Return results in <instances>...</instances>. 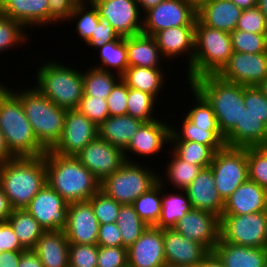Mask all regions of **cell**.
<instances>
[{"mask_svg": "<svg viewBox=\"0 0 267 267\" xmlns=\"http://www.w3.org/2000/svg\"><path fill=\"white\" fill-rule=\"evenodd\" d=\"M47 184L68 203L87 201L99 189L100 181L75 157L45 152Z\"/></svg>", "mask_w": 267, "mask_h": 267, "instance_id": "cell-1", "label": "cell"}, {"mask_svg": "<svg viewBox=\"0 0 267 267\" xmlns=\"http://www.w3.org/2000/svg\"><path fill=\"white\" fill-rule=\"evenodd\" d=\"M35 87L55 105L65 110L77 109L83 96V71L78 66L39 56ZM55 60V61H54ZM40 66V67H39ZM71 66V67H70ZM75 66V67H74Z\"/></svg>", "mask_w": 267, "mask_h": 267, "instance_id": "cell-2", "label": "cell"}, {"mask_svg": "<svg viewBox=\"0 0 267 267\" xmlns=\"http://www.w3.org/2000/svg\"><path fill=\"white\" fill-rule=\"evenodd\" d=\"M47 183L45 155L0 163V187L13 209H23Z\"/></svg>", "mask_w": 267, "mask_h": 267, "instance_id": "cell-3", "label": "cell"}, {"mask_svg": "<svg viewBox=\"0 0 267 267\" xmlns=\"http://www.w3.org/2000/svg\"><path fill=\"white\" fill-rule=\"evenodd\" d=\"M194 88L211 106L219 129L226 137L240 123L244 106V86L227 82L217 75H203L192 80Z\"/></svg>", "mask_w": 267, "mask_h": 267, "instance_id": "cell-4", "label": "cell"}, {"mask_svg": "<svg viewBox=\"0 0 267 267\" xmlns=\"http://www.w3.org/2000/svg\"><path fill=\"white\" fill-rule=\"evenodd\" d=\"M8 88L21 101L38 142L46 150L52 149L62 136L67 110L55 105L34 85L26 89L18 88V84L14 89Z\"/></svg>", "mask_w": 267, "mask_h": 267, "instance_id": "cell-5", "label": "cell"}, {"mask_svg": "<svg viewBox=\"0 0 267 267\" xmlns=\"http://www.w3.org/2000/svg\"><path fill=\"white\" fill-rule=\"evenodd\" d=\"M0 129L16 157H38L47 151L35 137L21 101L8 87L0 95Z\"/></svg>", "mask_w": 267, "mask_h": 267, "instance_id": "cell-6", "label": "cell"}, {"mask_svg": "<svg viewBox=\"0 0 267 267\" xmlns=\"http://www.w3.org/2000/svg\"><path fill=\"white\" fill-rule=\"evenodd\" d=\"M230 33L203 25L196 19L195 52L192 65L187 69L186 83L203 75H216L232 55Z\"/></svg>", "mask_w": 267, "mask_h": 267, "instance_id": "cell-7", "label": "cell"}, {"mask_svg": "<svg viewBox=\"0 0 267 267\" xmlns=\"http://www.w3.org/2000/svg\"><path fill=\"white\" fill-rule=\"evenodd\" d=\"M143 163L126 162L100 183V189L122 205L132 204L159 182V174L152 165Z\"/></svg>", "mask_w": 267, "mask_h": 267, "instance_id": "cell-8", "label": "cell"}, {"mask_svg": "<svg viewBox=\"0 0 267 267\" xmlns=\"http://www.w3.org/2000/svg\"><path fill=\"white\" fill-rule=\"evenodd\" d=\"M220 239L240 246L267 248V211L221 215Z\"/></svg>", "mask_w": 267, "mask_h": 267, "instance_id": "cell-9", "label": "cell"}, {"mask_svg": "<svg viewBox=\"0 0 267 267\" xmlns=\"http://www.w3.org/2000/svg\"><path fill=\"white\" fill-rule=\"evenodd\" d=\"M209 167L213 172L215 187L225 201L248 179L247 148L224 146L214 153Z\"/></svg>", "mask_w": 267, "mask_h": 267, "instance_id": "cell-10", "label": "cell"}, {"mask_svg": "<svg viewBox=\"0 0 267 267\" xmlns=\"http://www.w3.org/2000/svg\"><path fill=\"white\" fill-rule=\"evenodd\" d=\"M197 5L192 0H163L143 14L142 33L156 32L177 26H196Z\"/></svg>", "mask_w": 267, "mask_h": 267, "instance_id": "cell-11", "label": "cell"}, {"mask_svg": "<svg viewBox=\"0 0 267 267\" xmlns=\"http://www.w3.org/2000/svg\"><path fill=\"white\" fill-rule=\"evenodd\" d=\"M172 123V121L168 123V121L163 120L161 117L160 119L158 118L154 121L144 123L133 135L128 146L123 150L126 161L139 163L137 160L139 157L145 159L150 157L154 159L160 153H163L162 150L167 152L170 126ZM166 147L167 149H164Z\"/></svg>", "mask_w": 267, "mask_h": 267, "instance_id": "cell-12", "label": "cell"}, {"mask_svg": "<svg viewBox=\"0 0 267 267\" xmlns=\"http://www.w3.org/2000/svg\"><path fill=\"white\" fill-rule=\"evenodd\" d=\"M101 20L109 23L121 37L142 33L143 14L136 0H90Z\"/></svg>", "mask_w": 267, "mask_h": 267, "instance_id": "cell-13", "label": "cell"}, {"mask_svg": "<svg viewBox=\"0 0 267 267\" xmlns=\"http://www.w3.org/2000/svg\"><path fill=\"white\" fill-rule=\"evenodd\" d=\"M75 157L100 181L120 169L127 161L124 151L97 136Z\"/></svg>", "mask_w": 267, "mask_h": 267, "instance_id": "cell-14", "label": "cell"}, {"mask_svg": "<svg viewBox=\"0 0 267 267\" xmlns=\"http://www.w3.org/2000/svg\"><path fill=\"white\" fill-rule=\"evenodd\" d=\"M25 209L45 231L64 230L67 226L68 202L47 183Z\"/></svg>", "mask_w": 267, "mask_h": 267, "instance_id": "cell-15", "label": "cell"}, {"mask_svg": "<svg viewBox=\"0 0 267 267\" xmlns=\"http://www.w3.org/2000/svg\"><path fill=\"white\" fill-rule=\"evenodd\" d=\"M227 82L243 86H257L267 77V52H234L223 68L216 74Z\"/></svg>", "mask_w": 267, "mask_h": 267, "instance_id": "cell-16", "label": "cell"}, {"mask_svg": "<svg viewBox=\"0 0 267 267\" xmlns=\"http://www.w3.org/2000/svg\"><path fill=\"white\" fill-rule=\"evenodd\" d=\"M98 136V126L78 109L66 111L62 136L51 149L63 156L77 155L89 142Z\"/></svg>", "mask_w": 267, "mask_h": 267, "instance_id": "cell-17", "label": "cell"}, {"mask_svg": "<svg viewBox=\"0 0 267 267\" xmlns=\"http://www.w3.org/2000/svg\"><path fill=\"white\" fill-rule=\"evenodd\" d=\"M174 229L186 239L201 243L211 252L220 240V218L215 214L192 208Z\"/></svg>", "mask_w": 267, "mask_h": 267, "instance_id": "cell-18", "label": "cell"}, {"mask_svg": "<svg viewBox=\"0 0 267 267\" xmlns=\"http://www.w3.org/2000/svg\"><path fill=\"white\" fill-rule=\"evenodd\" d=\"M167 267H198L211 251L201 243L186 239L174 228L163 230Z\"/></svg>", "mask_w": 267, "mask_h": 267, "instance_id": "cell-19", "label": "cell"}, {"mask_svg": "<svg viewBox=\"0 0 267 267\" xmlns=\"http://www.w3.org/2000/svg\"><path fill=\"white\" fill-rule=\"evenodd\" d=\"M100 223L91 202L68 203L67 226L64 229L69 244H97Z\"/></svg>", "mask_w": 267, "mask_h": 267, "instance_id": "cell-20", "label": "cell"}, {"mask_svg": "<svg viewBox=\"0 0 267 267\" xmlns=\"http://www.w3.org/2000/svg\"><path fill=\"white\" fill-rule=\"evenodd\" d=\"M128 267H167L163 230L148 226L142 235L127 248Z\"/></svg>", "mask_w": 267, "mask_h": 267, "instance_id": "cell-21", "label": "cell"}, {"mask_svg": "<svg viewBox=\"0 0 267 267\" xmlns=\"http://www.w3.org/2000/svg\"><path fill=\"white\" fill-rule=\"evenodd\" d=\"M162 56L170 62H176L178 58L187 57V68L192 65L195 52V26H177L153 35ZM178 57V58H177ZM176 58V61L173 60ZM171 60V61H169Z\"/></svg>", "mask_w": 267, "mask_h": 267, "instance_id": "cell-22", "label": "cell"}, {"mask_svg": "<svg viewBox=\"0 0 267 267\" xmlns=\"http://www.w3.org/2000/svg\"><path fill=\"white\" fill-rule=\"evenodd\" d=\"M184 191L191 201L192 208L211 212L221 218L225 201L215 187L210 167L203 168Z\"/></svg>", "mask_w": 267, "mask_h": 267, "instance_id": "cell-23", "label": "cell"}, {"mask_svg": "<svg viewBox=\"0 0 267 267\" xmlns=\"http://www.w3.org/2000/svg\"><path fill=\"white\" fill-rule=\"evenodd\" d=\"M267 211V190L247 179L224 202L222 215Z\"/></svg>", "mask_w": 267, "mask_h": 267, "instance_id": "cell-24", "label": "cell"}, {"mask_svg": "<svg viewBox=\"0 0 267 267\" xmlns=\"http://www.w3.org/2000/svg\"><path fill=\"white\" fill-rule=\"evenodd\" d=\"M0 13L22 23L29 31L33 27H49L48 0H3Z\"/></svg>", "mask_w": 267, "mask_h": 267, "instance_id": "cell-25", "label": "cell"}, {"mask_svg": "<svg viewBox=\"0 0 267 267\" xmlns=\"http://www.w3.org/2000/svg\"><path fill=\"white\" fill-rule=\"evenodd\" d=\"M242 11L230 0H205L197 5V19L203 25L230 33L236 29Z\"/></svg>", "mask_w": 267, "mask_h": 267, "instance_id": "cell-26", "label": "cell"}, {"mask_svg": "<svg viewBox=\"0 0 267 267\" xmlns=\"http://www.w3.org/2000/svg\"><path fill=\"white\" fill-rule=\"evenodd\" d=\"M225 146L267 147V126L248 109H243L240 123L225 137Z\"/></svg>", "mask_w": 267, "mask_h": 267, "instance_id": "cell-27", "label": "cell"}, {"mask_svg": "<svg viewBox=\"0 0 267 267\" xmlns=\"http://www.w3.org/2000/svg\"><path fill=\"white\" fill-rule=\"evenodd\" d=\"M212 252L225 267H266L267 248L240 246L220 239Z\"/></svg>", "mask_w": 267, "mask_h": 267, "instance_id": "cell-28", "label": "cell"}, {"mask_svg": "<svg viewBox=\"0 0 267 267\" xmlns=\"http://www.w3.org/2000/svg\"><path fill=\"white\" fill-rule=\"evenodd\" d=\"M126 48L129 67L163 68L167 62L153 36L140 33L126 37Z\"/></svg>", "mask_w": 267, "mask_h": 267, "instance_id": "cell-29", "label": "cell"}, {"mask_svg": "<svg viewBox=\"0 0 267 267\" xmlns=\"http://www.w3.org/2000/svg\"><path fill=\"white\" fill-rule=\"evenodd\" d=\"M32 250L44 267H69V242L64 230L46 231Z\"/></svg>", "mask_w": 267, "mask_h": 267, "instance_id": "cell-30", "label": "cell"}, {"mask_svg": "<svg viewBox=\"0 0 267 267\" xmlns=\"http://www.w3.org/2000/svg\"><path fill=\"white\" fill-rule=\"evenodd\" d=\"M144 121L132 116H109L98 126V136L111 145L124 150L136 131L144 124Z\"/></svg>", "mask_w": 267, "mask_h": 267, "instance_id": "cell-31", "label": "cell"}, {"mask_svg": "<svg viewBox=\"0 0 267 267\" xmlns=\"http://www.w3.org/2000/svg\"><path fill=\"white\" fill-rule=\"evenodd\" d=\"M164 68H147V67H128L126 72L122 75V80L127 84L129 88L141 90L143 92L153 95L157 100H161L158 97L163 93V89L168 83L166 80V71ZM166 79V80H165Z\"/></svg>", "mask_w": 267, "mask_h": 267, "instance_id": "cell-32", "label": "cell"}, {"mask_svg": "<svg viewBox=\"0 0 267 267\" xmlns=\"http://www.w3.org/2000/svg\"><path fill=\"white\" fill-rule=\"evenodd\" d=\"M168 151L165 154L168 153L170 158L165 161V168L162 167L163 173L161 170L158 171L159 183L165 187L168 185L169 189L171 186L174 190L175 188L176 190H184L197 177L203 167L178 158L170 149Z\"/></svg>", "mask_w": 267, "mask_h": 267, "instance_id": "cell-33", "label": "cell"}, {"mask_svg": "<svg viewBox=\"0 0 267 267\" xmlns=\"http://www.w3.org/2000/svg\"><path fill=\"white\" fill-rule=\"evenodd\" d=\"M167 189L161 185V213L155 225L162 230L174 228L177 222L192 209L191 201L184 190L171 189V191H176L171 193L168 189L167 193Z\"/></svg>", "mask_w": 267, "mask_h": 267, "instance_id": "cell-34", "label": "cell"}, {"mask_svg": "<svg viewBox=\"0 0 267 267\" xmlns=\"http://www.w3.org/2000/svg\"><path fill=\"white\" fill-rule=\"evenodd\" d=\"M178 127L170 126L169 141H194L210 146L215 152L221 150L225 144L208 128L198 127L181 115ZM181 124V125H180Z\"/></svg>", "mask_w": 267, "mask_h": 267, "instance_id": "cell-35", "label": "cell"}, {"mask_svg": "<svg viewBox=\"0 0 267 267\" xmlns=\"http://www.w3.org/2000/svg\"><path fill=\"white\" fill-rule=\"evenodd\" d=\"M21 245L33 249L38 239L46 232L39 222L25 209H13L7 219Z\"/></svg>", "mask_w": 267, "mask_h": 267, "instance_id": "cell-36", "label": "cell"}, {"mask_svg": "<svg viewBox=\"0 0 267 267\" xmlns=\"http://www.w3.org/2000/svg\"><path fill=\"white\" fill-rule=\"evenodd\" d=\"M99 60L97 64L92 67L114 72L122 76L126 69L129 67L126 48V37L115 39L114 41L107 42L102 47L98 48ZM100 63V64H99Z\"/></svg>", "mask_w": 267, "mask_h": 267, "instance_id": "cell-37", "label": "cell"}, {"mask_svg": "<svg viewBox=\"0 0 267 267\" xmlns=\"http://www.w3.org/2000/svg\"><path fill=\"white\" fill-rule=\"evenodd\" d=\"M86 68L88 70H83V92L85 95L107 99L114 86L122 79V76L114 72L92 66Z\"/></svg>", "mask_w": 267, "mask_h": 267, "instance_id": "cell-38", "label": "cell"}, {"mask_svg": "<svg viewBox=\"0 0 267 267\" xmlns=\"http://www.w3.org/2000/svg\"><path fill=\"white\" fill-rule=\"evenodd\" d=\"M187 87L190 91V95L192 94L190 99H194L192 100L194 102H191L193 107H188L189 109L186 114L182 113L183 116L198 127H208L225 144V137L219 129L213 109L194 88L189 84Z\"/></svg>", "mask_w": 267, "mask_h": 267, "instance_id": "cell-39", "label": "cell"}, {"mask_svg": "<svg viewBox=\"0 0 267 267\" xmlns=\"http://www.w3.org/2000/svg\"><path fill=\"white\" fill-rule=\"evenodd\" d=\"M101 20L97 8L90 0H81L71 14L68 22L71 21L75 24V31L84 43V45L91 38L92 34H95L96 25Z\"/></svg>", "mask_w": 267, "mask_h": 267, "instance_id": "cell-40", "label": "cell"}, {"mask_svg": "<svg viewBox=\"0 0 267 267\" xmlns=\"http://www.w3.org/2000/svg\"><path fill=\"white\" fill-rule=\"evenodd\" d=\"M116 224L120 229L122 247L126 248L130 247L148 227L131 204L120 206Z\"/></svg>", "mask_w": 267, "mask_h": 267, "instance_id": "cell-41", "label": "cell"}, {"mask_svg": "<svg viewBox=\"0 0 267 267\" xmlns=\"http://www.w3.org/2000/svg\"><path fill=\"white\" fill-rule=\"evenodd\" d=\"M169 149L180 159L203 168L210 166L215 151L194 141H169Z\"/></svg>", "mask_w": 267, "mask_h": 267, "instance_id": "cell-42", "label": "cell"}, {"mask_svg": "<svg viewBox=\"0 0 267 267\" xmlns=\"http://www.w3.org/2000/svg\"><path fill=\"white\" fill-rule=\"evenodd\" d=\"M27 28L20 22L15 21L0 13V54L5 51L18 50L19 46L29 45L30 35ZM24 44V45H23ZM26 44V45H25Z\"/></svg>", "mask_w": 267, "mask_h": 267, "instance_id": "cell-43", "label": "cell"}, {"mask_svg": "<svg viewBox=\"0 0 267 267\" xmlns=\"http://www.w3.org/2000/svg\"><path fill=\"white\" fill-rule=\"evenodd\" d=\"M157 101L149 93L128 87L127 114L145 123L154 121L161 117L155 114L157 109L156 105H159L158 103L161 104V101Z\"/></svg>", "mask_w": 267, "mask_h": 267, "instance_id": "cell-44", "label": "cell"}, {"mask_svg": "<svg viewBox=\"0 0 267 267\" xmlns=\"http://www.w3.org/2000/svg\"><path fill=\"white\" fill-rule=\"evenodd\" d=\"M131 205L148 226H155L161 213V184L158 182Z\"/></svg>", "mask_w": 267, "mask_h": 267, "instance_id": "cell-45", "label": "cell"}, {"mask_svg": "<svg viewBox=\"0 0 267 267\" xmlns=\"http://www.w3.org/2000/svg\"><path fill=\"white\" fill-rule=\"evenodd\" d=\"M232 50L240 53L267 52V33H249L239 29L230 32Z\"/></svg>", "mask_w": 267, "mask_h": 267, "instance_id": "cell-46", "label": "cell"}, {"mask_svg": "<svg viewBox=\"0 0 267 267\" xmlns=\"http://www.w3.org/2000/svg\"><path fill=\"white\" fill-rule=\"evenodd\" d=\"M248 179L267 190V147L247 148Z\"/></svg>", "mask_w": 267, "mask_h": 267, "instance_id": "cell-47", "label": "cell"}, {"mask_svg": "<svg viewBox=\"0 0 267 267\" xmlns=\"http://www.w3.org/2000/svg\"><path fill=\"white\" fill-rule=\"evenodd\" d=\"M94 215L100 224L116 223L120 206L116 200L99 189L90 199Z\"/></svg>", "mask_w": 267, "mask_h": 267, "instance_id": "cell-48", "label": "cell"}, {"mask_svg": "<svg viewBox=\"0 0 267 267\" xmlns=\"http://www.w3.org/2000/svg\"><path fill=\"white\" fill-rule=\"evenodd\" d=\"M77 109L97 126L109 117L107 101L104 98H97L83 93Z\"/></svg>", "mask_w": 267, "mask_h": 267, "instance_id": "cell-49", "label": "cell"}, {"mask_svg": "<svg viewBox=\"0 0 267 267\" xmlns=\"http://www.w3.org/2000/svg\"><path fill=\"white\" fill-rule=\"evenodd\" d=\"M97 258V244H69V267H97Z\"/></svg>", "mask_w": 267, "mask_h": 267, "instance_id": "cell-50", "label": "cell"}, {"mask_svg": "<svg viewBox=\"0 0 267 267\" xmlns=\"http://www.w3.org/2000/svg\"><path fill=\"white\" fill-rule=\"evenodd\" d=\"M236 29L249 33H267V20L256 5L242 11Z\"/></svg>", "mask_w": 267, "mask_h": 267, "instance_id": "cell-51", "label": "cell"}, {"mask_svg": "<svg viewBox=\"0 0 267 267\" xmlns=\"http://www.w3.org/2000/svg\"><path fill=\"white\" fill-rule=\"evenodd\" d=\"M244 106L267 126V97L256 86H244Z\"/></svg>", "mask_w": 267, "mask_h": 267, "instance_id": "cell-52", "label": "cell"}, {"mask_svg": "<svg viewBox=\"0 0 267 267\" xmlns=\"http://www.w3.org/2000/svg\"><path fill=\"white\" fill-rule=\"evenodd\" d=\"M97 267H128L127 248L98 246Z\"/></svg>", "mask_w": 267, "mask_h": 267, "instance_id": "cell-53", "label": "cell"}, {"mask_svg": "<svg viewBox=\"0 0 267 267\" xmlns=\"http://www.w3.org/2000/svg\"><path fill=\"white\" fill-rule=\"evenodd\" d=\"M81 0H48L49 11V27L62 25L68 22L71 14L74 12L75 6Z\"/></svg>", "mask_w": 267, "mask_h": 267, "instance_id": "cell-54", "label": "cell"}, {"mask_svg": "<svg viewBox=\"0 0 267 267\" xmlns=\"http://www.w3.org/2000/svg\"><path fill=\"white\" fill-rule=\"evenodd\" d=\"M128 86L121 79L108 95L106 101L109 116H120L127 114Z\"/></svg>", "mask_w": 267, "mask_h": 267, "instance_id": "cell-55", "label": "cell"}, {"mask_svg": "<svg viewBox=\"0 0 267 267\" xmlns=\"http://www.w3.org/2000/svg\"><path fill=\"white\" fill-rule=\"evenodd\" d=\"M122 38L117 34L114 28L104 20H100L96 25L95 34H92L91 38L85 44L89 46L91 49L97 50L102 47L107 42L114 41L115 39Z\"/></svg>", "mask_w": 267, "mask_h": 267, "instance_id": "cell-56", "label": "cell"}, {"mask_svg": "<svg viewBox=\"0 0 267 267\" xmlns=\"http://www.w3.org/2000/svg\"><path fill=\"white\" fill-rule=\"evenodd\" d=\"M97 245L104 247L122 246L120 229L116 223L100 224Z\"/></svg>", "mask_w": 267, "mask_h": 267, "instance_id": "cell-57", "label": "cell"}, {"mask_svg": "<svg viewBox=\"0 0 267 267\" xmlns=\"http://www.w3.org/2000/svg\"><path fill=\"white\" fill-rule=\"evenodd\" d=\"M26 249L19 242L11 225L0 222V253L3 251H25Z\"/></svg>", "mask_w": 267, "mask_h": 267, "instance_id": "cell-58", "label": "cell"}, {"mask_svg": "<svg viewBox=\"0 0 267 267\" xmlns=\"http://www.w3.org/2000/svg\"><path fill=\"white\" fill-rule=\"evenodd\" d=\"M18 267H44L40 258L32 249L22 252Z\"/></svg>", "mask_w": 267, "mask_h": 267, "instance_id": "cell-59", "label": "cell"}, {"mask_svg": "<svg viewBox=\"0 0 267 267\" xmlns=\"http://www.w3.org/2000/svg\"><path fill=\"white\" fill-rule=\"evenodd\" d=\"M23 251H3L0 253V267H18Z\"/></svg>", "mask_w": 267, "mask_h": 267, "instance_id": "cell-60", "label": "cell"}, {"mask_svg": "<svg viewBox=\"0 0 267 267\" xmlns=\"http://www.w3.org/2000/svg\"><path fill=\"white\" fill-rule=\"evenodd\" d=\"M13 208L11 207L9 200L0 187V222H6L12 213Z\"/></svg>", "mask_w": 267, "mask_h": 267, "instance_id": "cell-61", "label": "cell"}, {"mask_svg": "<svg viewBox=\"0 0 267 267\" xmlns=\"http://www.w3.org/2000/svg\"><path fill=\"white\" fill-rule=\"evenodd\" d=\"M16 156L9 150L4 134L0 129V163L8 162Z\"/></svg>", "mask_w": 267, "mask_h": 267, "instance_id": "cell-62", "label": "cell"}, {"mask_svg": "<svg viewBox=\"0 0 267 267\" xmlns=\"http://www.w3.org/2000/svg\"><path fill=\"white\" fill-rule=\"evenodd\" d=\"M200 267H225L219 258L211 252L207 258L202 262Z\"/></svg>", "mask_w": 267, "mask_h": 267, "instance_id": "cell-63", "label": "cell"}, {"mask_svg": "<svg viewBox=\"0 0 267 267\" xmlns=\"http://www.w3.org/2000/svg\"><path fill=\"white\" fill-rule=\"evenodd\" d=\"M136 1L139 5L141 13L144 14L149 9L156 7L163 0H136Z\"/></svg>", "mask_w": 267, "mask_h": 267, "instance_id": "cell-64", "label": "cell"}, {"mask_svg": "<svg viewBox=\"0 0 267 267\" xmlns=\"http://www.w3.org/2000/svg\"><path fill=\"white\" fill-rule=\"evenodd\" d=\"M240 9L245 10L257 5V0H230Z\"/></svg>", "mask_w": 267, "mask_h": 267, "instance_id": "cell-65", "label": "cell"}, {"mask_svg": "<svg viewBox=\"0 0 267 267\" xmlns=\"http://www.w3.org/2000/svg\"><path fill=\"white\" fill-rule=\"evenodd\" d=\"M257 6L259 7L260 11L264 14L267 20V0H257Z\"/></svg>", "mask_w": 267, "mask_h": 267, "instance_id": "cell-66", "label": "cell"}, {"mask_svg": "<svg viewBox=\"0 0 267 267\" xmlns=\"http://www.w3.org/2000/svg\"><path fill=\"white\" fill-rule=\"evenodd\" d=\"M267 97V77L256 86Z\"/></svg>", "mask_w": 267, "mask_h": 267, "instance_id": "cell-67", "label": "cell"}, {"mask_svg": "<svg viewBox=\"0 0 267 267\" xmlns=\"http://www.w3.org/2000/svg\"><path fill=\"white\" fill-rule=\"evenodd\" d=\"M6 85H7V83H4L3 81L0 82V95L7 89L8 86H6Z\"/></svg>", "mask_w": 267, "mask_h": 267, "instance_id": "cell-68", "label": "cell"}, {"mask_svg": "<svg viewBox=\"0 0 267 267\" xmlns=\"http://www.w3.org/2000/svg\"><path fill=\"white\" fill-rule=\"evenodd\" d=\"M196 5H199L200 3H202L205 0H192Z\"/></svg>", "mask_w": 267, "mask_h": 267, "instance_id": "cell-69", "label": "cell"}]
</instances>
